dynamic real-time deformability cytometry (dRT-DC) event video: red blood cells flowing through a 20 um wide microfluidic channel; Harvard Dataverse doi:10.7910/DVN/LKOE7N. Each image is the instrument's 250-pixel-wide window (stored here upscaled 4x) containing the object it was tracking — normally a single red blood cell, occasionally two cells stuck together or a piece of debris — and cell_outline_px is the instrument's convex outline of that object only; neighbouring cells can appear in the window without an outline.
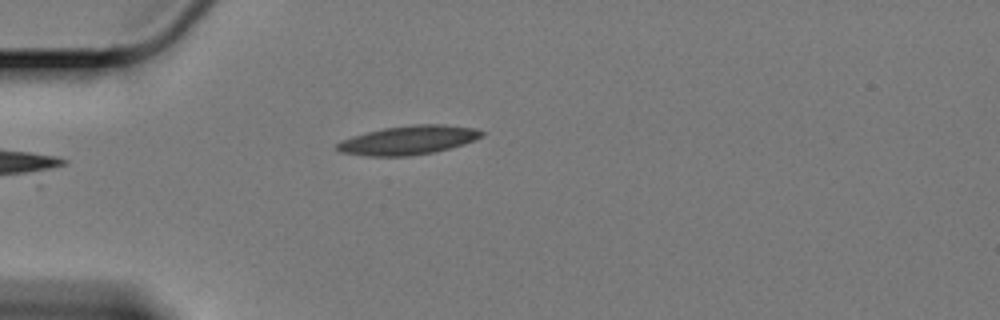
{"species": "Egyptian fruit bat (a non-hibernating species)", "species_latin": "Rousettus aegyptiacus", "temperature_condition": "cold", "stored_images_in_passage": 24, "camera_frame_rate_fps": 3000, "um_per_image_px": 0.085, "animal": {"sex": "female"}, "frame": {"image": 1, "passage_image": 1, "time_ms": 0.0, "image_size_px": [1000, 320], "cell_outline_px": [[484, 136], [464, 144], [436, 152], [408, 156], [368, 156], [340, 152], [336, 148], [336, 144], [344, 140], [368, 132], [384, 128], [412, 124], [444, 124], [476, 128], [484, 132]], "centroid_in_image_um": [34.78, 11.91], "position_along_channel_um": 50.2, "area_um2": 24.28}}
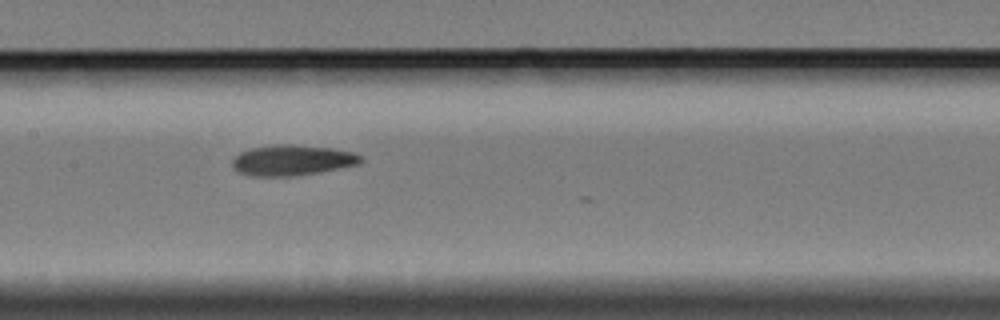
{"frame": {"image": 2, "passage_image": 14, "time_ms": 4.333, "image_size_px": [1000, 320], "cell_outline_px": [[364, 160], [360, 164], [320, 172], [292, 176], [248, 176], [232, 168], [232, 160], [240, 152], [252, 148], [276, 144], [288, 144], [332, 148], [352, 152], [364, 156]], "centroid_in_image_um": [24.86, 13.62], "position_along_channel_um": 182.5, "area_um2": 23.0}}
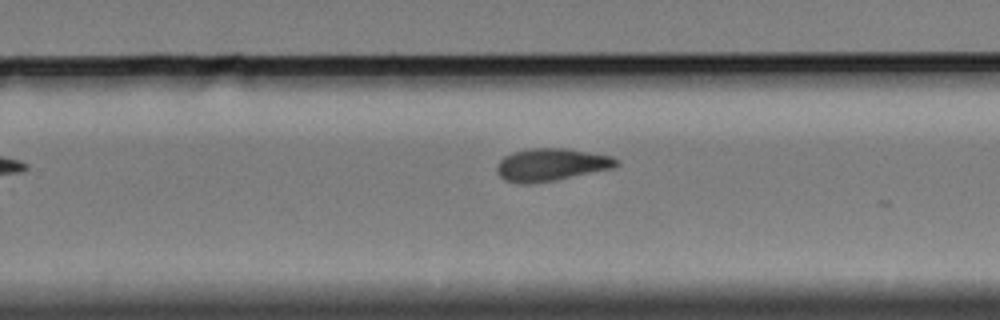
{"frame": {"image": 3, "passage_image": 23, "time_ms": 7.333, "image_size_px": [1000, 320], "cell_outline_px": [[620, 164], [616, 168], [556, 180], [532, 184], [516, 184], [504, 180], [496, 172], [496, 168], [500, 160], [504, 156], [512, 152], [532, 148], [568, 148], [612, 156], [620, 160]], "centroid_in_image_um": [46.88, 14.01], "position_along_channel_um": 282.9, "area_um2": 23.18}}